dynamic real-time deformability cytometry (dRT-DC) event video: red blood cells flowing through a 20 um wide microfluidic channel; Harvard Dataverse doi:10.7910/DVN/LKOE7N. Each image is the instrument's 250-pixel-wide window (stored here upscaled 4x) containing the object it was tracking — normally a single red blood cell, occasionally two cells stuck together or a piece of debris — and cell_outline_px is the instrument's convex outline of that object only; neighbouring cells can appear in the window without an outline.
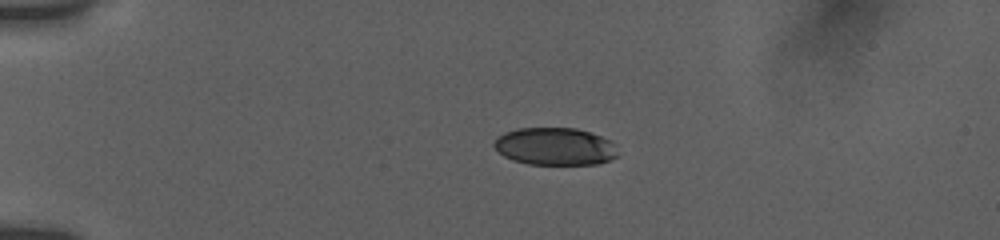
{"species": "human", "species_latin": "Homo sapiens", "temperature_condition": "room temperature", "stored_images_in_passage": 8, "camera_frame_rate_fps": 3000, "um_per_image_px": 0.085, "donor": {"sex": "female"}, "frame": {"image": 1, "passage_image": 6, "time_ms": 3.667, "image_size_px": [1000, 240], "cell_outline_px": [[616, 156], [608, 160], [596, 164], [528, 164], [512, 160], [504, 156], [492, 144], [496, 136], [504, 132], [516, 128], [576, 128], [600, 136], [608, 140], [612, 144]], "centroid_in_image_um": [47.08, 12.44], "position_along_channel_um": 37.9, "area_um2": 26.76}}
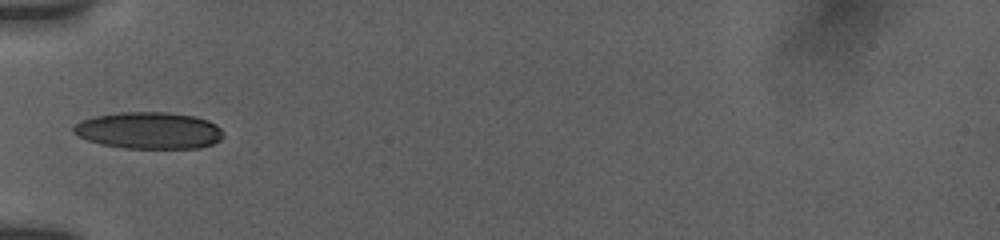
{"frame": {"image": 2, "passage_image": 8, "time_ms": 6.0, "image_size_px": [1000, 240], "cell_outline_px": [[224, 136], [220, 140], [212, 144], [200, 148], [124, 148], [100, 144], [88, 140], [72, 132], [72, 128], [80, 120], [92, 116], [120, 112], [168, 112], [196, 116], [208, 120], [216, 124], [224, 132]], "centroid_in_image_um": [12.67, 11.08], "position_along_channel_um": 72.3, "area_um2": 32.43}}